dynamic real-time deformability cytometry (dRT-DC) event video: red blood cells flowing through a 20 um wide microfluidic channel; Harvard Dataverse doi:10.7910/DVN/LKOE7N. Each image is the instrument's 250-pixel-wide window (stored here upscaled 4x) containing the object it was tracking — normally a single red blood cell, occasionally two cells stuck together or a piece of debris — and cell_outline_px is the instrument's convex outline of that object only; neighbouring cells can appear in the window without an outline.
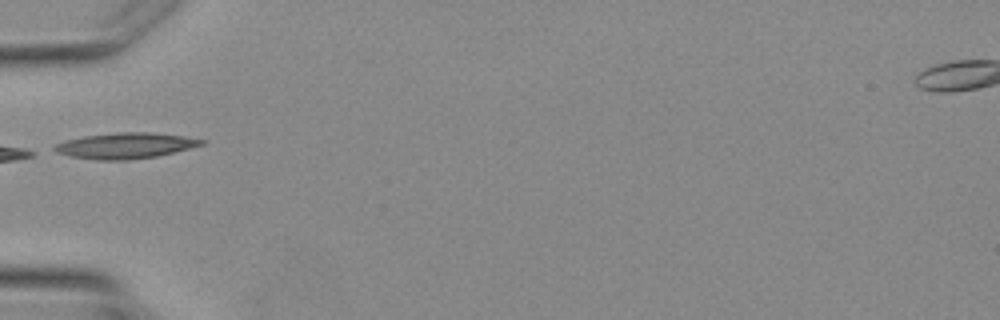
{"species": "Egyptian fruit bat (a non-hibernating species)", "species_latin": "Rousettus aegyptiacus", "temperature_condition": "warm", "stored_images_in_passage": 3, "camera_frame_rate_fps": 3000, "um_per_image_px": 0.085, "animal": {"sex": "female"}, "frame": {"image": 1, "passage_image": 3, "time_ms": 3.0, "image_size_px": [1000, 320], "cell_outline_px": [[204, 144], [156, 156], [128, 160], [96, 160], [72, 156], [56, 152], [52, 148], [56, 144], [64, 140], [84, 136], [116, 132], [152, 132], [184, 136], [204, 140]], "centroid_in_image_um": [10.62, 12.37], "position_along_channel_um": 74.4, "area_um2": 21.91}}